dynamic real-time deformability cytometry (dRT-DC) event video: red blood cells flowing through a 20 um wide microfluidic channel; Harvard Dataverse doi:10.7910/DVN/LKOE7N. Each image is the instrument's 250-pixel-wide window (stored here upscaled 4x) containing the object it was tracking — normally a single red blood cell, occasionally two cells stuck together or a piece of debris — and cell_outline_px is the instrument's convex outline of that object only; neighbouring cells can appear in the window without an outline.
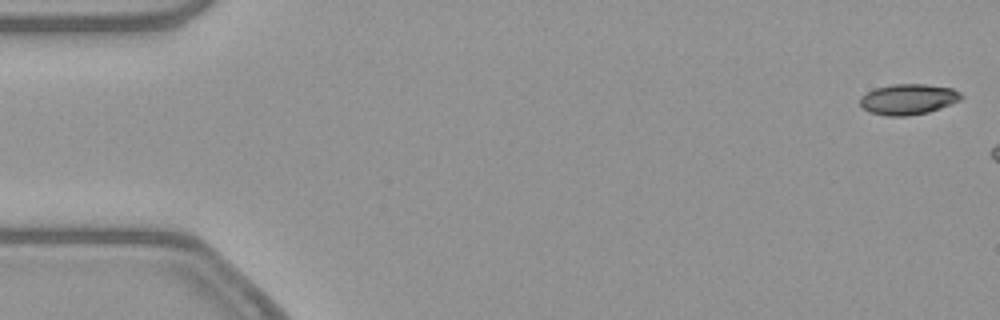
{"species": "common noctule bat (a hibernating species)", "species_latin": "Nyctalus noctula", "temperature_condition": "warm", "stored_images_in_passage": 6, "camera_frame_rate_fps": 3000, "um_per_image_px": 0.085, "animal": {"sex": "female", "body_mass_g": 21.9}, "frame": {"image": 1, "passage_image": 1, "time_ms": 0.0, "image_size_px": [1000, 320], "cell_outline_px": [[964, 96], [960, 100], [952, 104], [928, 112], [908, 116], [888, 116], [872, 112], [864, 108], [860, 104], [860, 96], [876, 88], [892, 84], [924, 84], [952, 88], [960, 92]], "centroid_in_image_um": [77.23, 8.43], "position_along_channel_um": 7.8, "area_um2": 17.98}}